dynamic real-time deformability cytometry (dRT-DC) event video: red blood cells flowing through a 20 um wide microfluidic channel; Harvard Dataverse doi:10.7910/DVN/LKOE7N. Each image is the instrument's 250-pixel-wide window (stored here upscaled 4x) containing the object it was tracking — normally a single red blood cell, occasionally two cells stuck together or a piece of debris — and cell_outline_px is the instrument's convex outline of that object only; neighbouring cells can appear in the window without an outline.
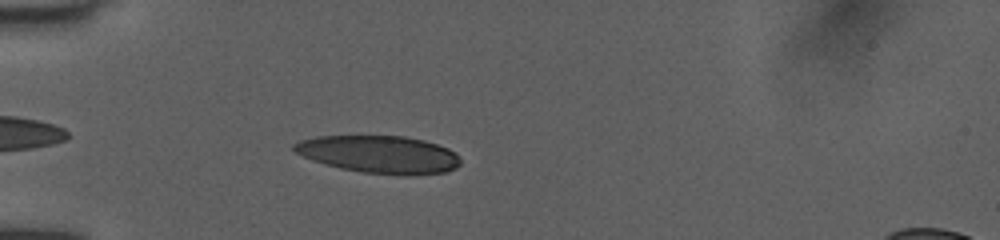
{"species": "human", "species_latin": "Homo sapiens", "temperature_condition": "room temperature", "stored_images_in_passage": 36, "camera_frame_rate_fps": 3000, "um_per_image_px": 0.085, "donor": {"sex": "female"}, "frame": {"image": 1, "passage_image": 4, "time_ms": 1.0, "image_size_px": [1000, 240], "cell_outline_px": [[460, 164], [456, 168], [444, 172], [404, 176], [364, 172], [340, 168], [312, 160], [296, 152], [292, 148], [292, 144], [300, 140], [316, 136], [404, 136], [424, 140], [448, 148], [456, 152], [460, 156]], "centroid_in_image_um": [32.26, 13.12], "position_along_channel_um": 52.7, "area_um2": 36.47}}
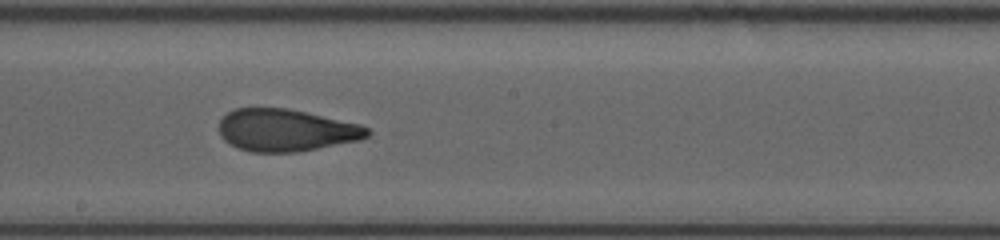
{"frame": {"image": 2, "passage_image": 18, "time_ms": 5.667, "image_size_px": [1000, 240], "cell_outline_px": [[372, 132], [368, 136], [360, 140], [296, 152], [252, 152], [240, 148], [224, 140], [220, 136], [220, 120], [228, 112], [236, 108], [288, 108], [360, 124], [368, 128]], "centroid_in_image_um": [24.33, 11.06], "position_along_channel_um": 223.9, "area_um2": 36.3}}
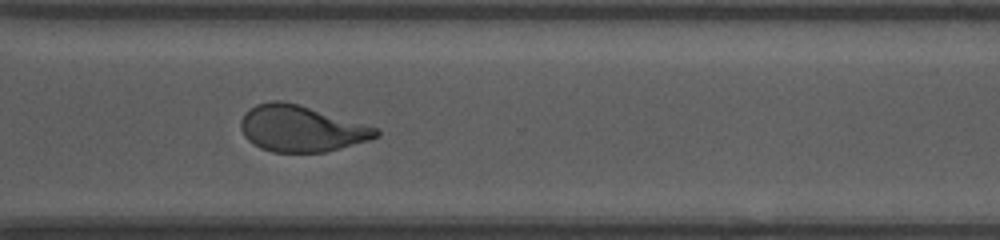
{"frame": {"image": 3, "passage_image": 27, "time_ms": 8.667, "image_size_px": [1000, 240], "cell_outline_px": [[380, 136], [368, 140], [324, 152], [272, 152], [260, 148], [248, 140], [244, 136], [240, 128], [240, 120], [244, 112], [256, 104], [272, 100], [280, 100], [296, 104], [380, 128]], "centroid_in_image_um": [25.57, 10.93], "position_along_channel_um": 345.0, "area_um2": 36.3}, "authors_computed_cell_mechanics": {"area_um2": 37.1943, "velocity_mm_per_s": 4.0532, "shape_relaxation_time_tau1_ms": 5.1513, "shape_relaxation_time_tau2_ms": 1.227, "deformation_change_tau1": 0.182, "deformation_change_tau2": 0.0894}}